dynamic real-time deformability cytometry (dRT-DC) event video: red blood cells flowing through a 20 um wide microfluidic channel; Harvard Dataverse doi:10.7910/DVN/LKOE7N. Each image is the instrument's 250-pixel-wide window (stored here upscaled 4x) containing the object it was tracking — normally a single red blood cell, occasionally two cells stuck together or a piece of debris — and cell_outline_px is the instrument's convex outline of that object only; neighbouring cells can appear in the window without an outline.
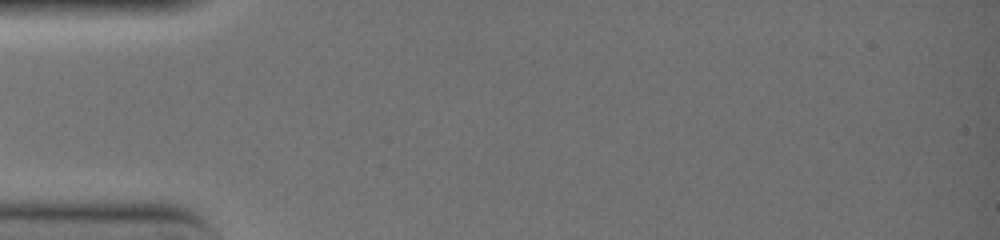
{"species": "common noctule bat (a hibernating species)", "species_latin": "Nyctalus noctula", "temperature_condition": "warm", "stored_images_in_passage": 1, "camera_frame_rate_fps": 3000, "um_per_image_px": 0.085, "animal": {"sex": "female", "body_mass_g": 19.0, "forearm_length_mm": 51.5}, "frame": {"image": 1, "passage_image": 1, "time_ms": 0.0, "image_size_px": [1000, 240], "cell_outline_px": [[156, 164], [148, 168], [36, 168], [20, 164], [20, 160], [36, 152], [156, 160]], "centroid_in_image_um": [7.03, 13.74], "position_along_channel_um": 78.0, "area_um2": 11.44}}